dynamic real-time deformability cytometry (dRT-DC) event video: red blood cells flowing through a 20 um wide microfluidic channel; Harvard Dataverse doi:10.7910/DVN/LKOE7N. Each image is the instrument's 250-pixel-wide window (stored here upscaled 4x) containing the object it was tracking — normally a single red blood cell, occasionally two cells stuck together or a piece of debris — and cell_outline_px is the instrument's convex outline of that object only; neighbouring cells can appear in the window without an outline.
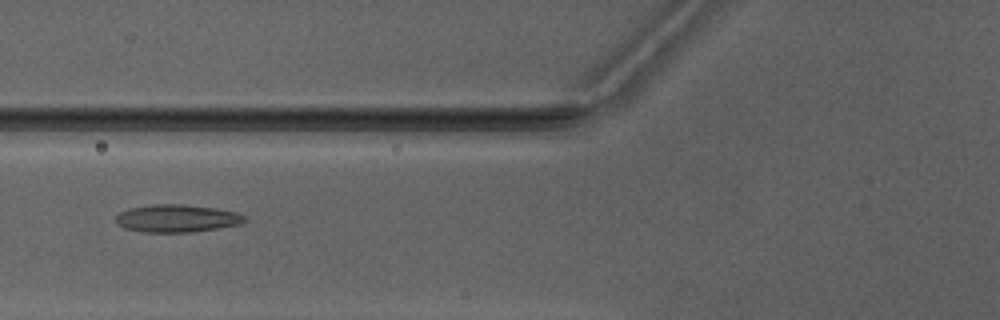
{"species": "Egyptian fruit bat (a non-hibernating species)", "species_latin": "Rousettus aegyptiacus", "temperature_condition": "warm", "stored_images_in_passage": 5, "camera_frame_rate_fps": 3000, "um_per_image_px": 0.085, "animal": {"sex": "male"}, "frame": {"image": 1, "passage_image": 5, "time_ms": 4.667, "image_size_px": [1000, 320], "cell_outline_px": [[244, 220], [240, 224], [192, 232], [144, 232], [124, 228], [116, 224], [116, 216], [120, 212], [128, 208], [152, 204], [184, 204], [216, 208], [236, 212], [244, 216]], "centroid_in_image_um": [14.98, 18.55], "position_along_channel_um": 110.8, "area_um2": 20.69}}